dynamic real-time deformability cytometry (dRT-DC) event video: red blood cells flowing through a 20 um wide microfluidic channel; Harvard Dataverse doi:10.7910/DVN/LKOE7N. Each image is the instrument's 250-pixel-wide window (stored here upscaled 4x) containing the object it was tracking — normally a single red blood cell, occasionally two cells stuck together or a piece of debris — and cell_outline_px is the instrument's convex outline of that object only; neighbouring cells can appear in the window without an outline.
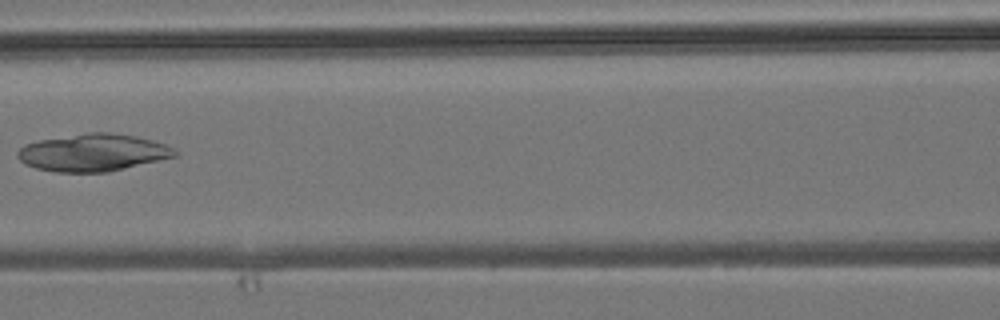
{"species": "common noctule bat (a hibernating species)", "species_latin": "Nyctalus noctula", "temperature_condition": "room temperature", "stored_images_in_passage": 4, "camera_frame_rate_fps": 3000, "um_per_image_px": 0.085, "animal": {"sex": "male", "body_mass_g": 19.2, "forearm_length_mm": 51.8}, "frame": {"image": 1, "passage_image": 4, "time_ms": 3.667, "image_size_px": [1000, 320], "cell_outline_px": [[180, 152], [176, 156], [108, 172], [56, 172], [36, 168], [24, 164], [16, 156], [16, 152], [24, 144], [40, 140], [84, 132], [108, 132], [136, 136], [152, 140], [164, 144]], "centroid_in_image_um": [7.88, 12.96], "position_along_channel_um": 158.7, "area_um2": 34.28}}